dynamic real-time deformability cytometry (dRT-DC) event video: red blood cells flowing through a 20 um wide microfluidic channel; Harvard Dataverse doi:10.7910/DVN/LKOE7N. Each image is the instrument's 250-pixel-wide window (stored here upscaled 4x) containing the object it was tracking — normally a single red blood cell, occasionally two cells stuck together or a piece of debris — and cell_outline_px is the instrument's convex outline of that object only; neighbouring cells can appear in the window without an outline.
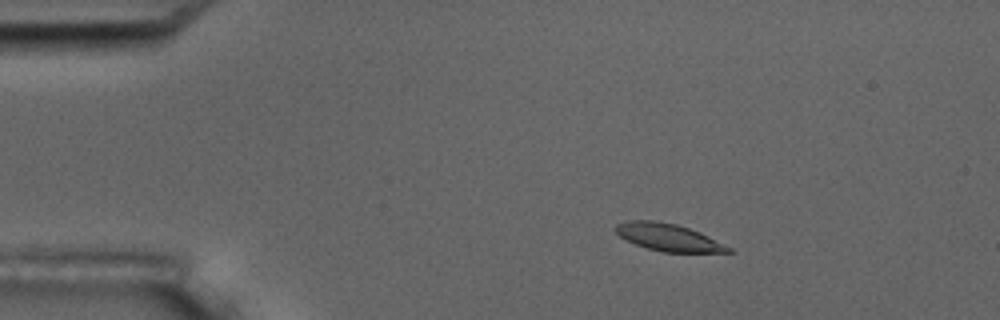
{"species": "common noctule bat (a hibernating species)", "species_latin": "Nyctalus noctula", "temperature_condition": "room temperature", "stored_images_in_passage": 5, "camera_frame_rate_fps": 3000, "um_per_image_px": 0.085, "animal": {"sex": "male", "body_mass_g": 17.5, "forearm_length_mm": 52.3}, "frame": {"image": 1, "passage_image": 3, "time_ms": 2.333, "image_size_px": [1000, 320], "cell_outline_px": [[736, 252], [660, 252], [636, 244], [620, 236], [616, 232], [616, 224], [628, 220], [652, 220], [676, 224], [700, 232], [732, 248]], "centroid_in_image_um": [56.83, 20.17], "position_along_channel_um": 28.2, "area_um2": 17.74}}